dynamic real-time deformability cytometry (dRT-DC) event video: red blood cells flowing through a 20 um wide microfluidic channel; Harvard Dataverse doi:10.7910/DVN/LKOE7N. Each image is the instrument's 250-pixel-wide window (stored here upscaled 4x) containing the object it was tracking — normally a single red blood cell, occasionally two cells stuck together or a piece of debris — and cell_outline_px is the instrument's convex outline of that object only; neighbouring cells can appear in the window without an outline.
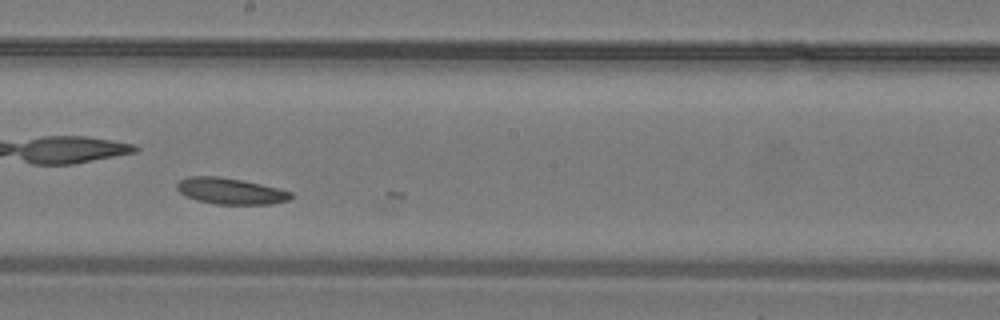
{"species": "common noctule bat (a hibernating species)", "species_latin": "Nyctalus noctula", "temperature_condition": "warm", "stored_images_in_passage": 21, "camera_frame_rate_fps": 3000, "um_per_image_px": 0.085, "animal": {"sex": "male", "body_mass_g": 19.2, "forearm_length_mm": 51.8}, "frame": {"image": 1, "passage_image": 17, "time_ms": 5.333, "image_size_px": [1000, 320], "cell_outline_px": [[292, 196], [288, 200], [272, 204], [216, 204], [196, 200], [180, 192], [176, 188], [176, 184], [180, 180], [188, 176], [220, 176], [244, 180], [292, 192]], "centroid_in_image_um": [19.57, 16.23], "position_along_channel_um": 228.6, "area_um2": 17.34}}
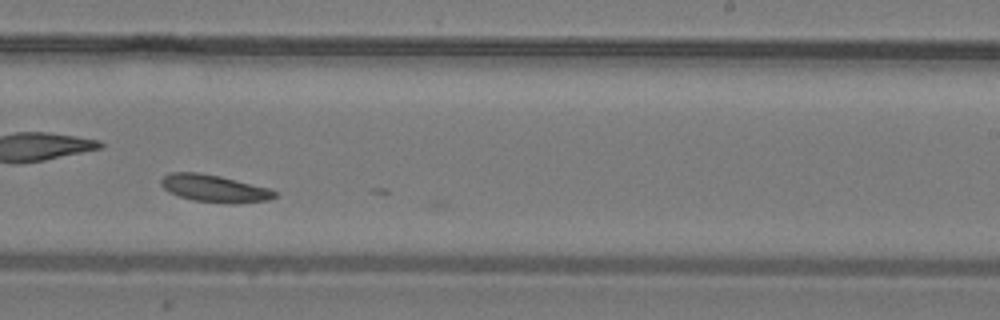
{"frame": {"image": 2, "passage_image": 19, "time_ms": 6.0, "image_size_px": [1000, 320], "cell_outline_px": [[276, 196], [268, 200], [228, 204], [192, 200], [168, 192], [160, 184], [160, 180], [168, 172], [200, 172], [220, 176], [268, 188], [276, 192]], "centroid_in_image_um": [18.17, 16.01], "position_along_channel_um": 270.8, "area_um2": 18.03}}